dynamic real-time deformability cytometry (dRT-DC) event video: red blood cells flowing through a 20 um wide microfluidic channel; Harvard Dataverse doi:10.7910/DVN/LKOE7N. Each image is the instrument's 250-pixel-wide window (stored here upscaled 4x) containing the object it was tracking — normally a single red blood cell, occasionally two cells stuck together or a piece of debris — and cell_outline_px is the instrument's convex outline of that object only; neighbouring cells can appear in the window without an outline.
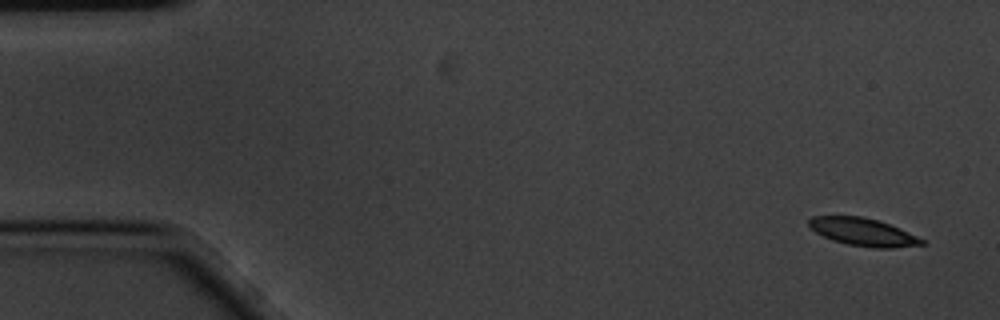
{"species": "common noctule bat (a hibernating species)", "species_latin": "Nyctalus noctula", "temperature_condition": "cold", "stored_images_in_passage": 5, "camera_frame_rate_fps": 3000, "um_per_image_px": 0.085, "animal": {"sex": "male", "body_mass_g": 20.1, "forearm_length_mm": 53.5}, "frame": {"image": 1, "passage_image": 1, "time_ms": 0.0, "image_size_px": [1000, 320], "cell_outline_px": [[924, 244], [892, 248], [872, 248], [848, 244], [832, 240], [816, 232], [808, 224], [808, 220], [812, 216], [860, 216], [880, 220], [916, 236], [924, 240]], "centroid_in_image_um": [73.34, 19.71], "position_along_channel_um": 11.7, "area_um2": 18.03}}
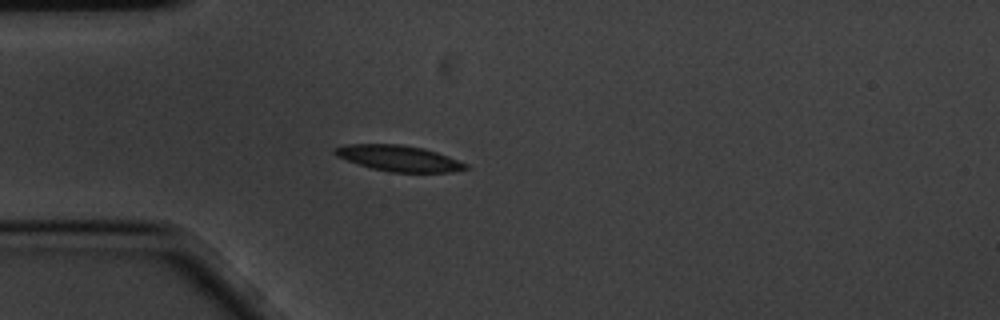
{"frame": {"image": 2, "passage_image": 4, "time_ms": 1.0, "image_size_px": [1000, 320], "cell_outline_px": [[468, 168], [452, 172], [388, 172], [372, 168], [336, 156], [332, 152], [332, 148], [344, 144], [400, 144], [424, 148], [448, 156], [468, 164]], "centroid_in_image_um": [33.87, 13.44], "position_along_channel_um": 51.1, "area_um2": 19.71}}